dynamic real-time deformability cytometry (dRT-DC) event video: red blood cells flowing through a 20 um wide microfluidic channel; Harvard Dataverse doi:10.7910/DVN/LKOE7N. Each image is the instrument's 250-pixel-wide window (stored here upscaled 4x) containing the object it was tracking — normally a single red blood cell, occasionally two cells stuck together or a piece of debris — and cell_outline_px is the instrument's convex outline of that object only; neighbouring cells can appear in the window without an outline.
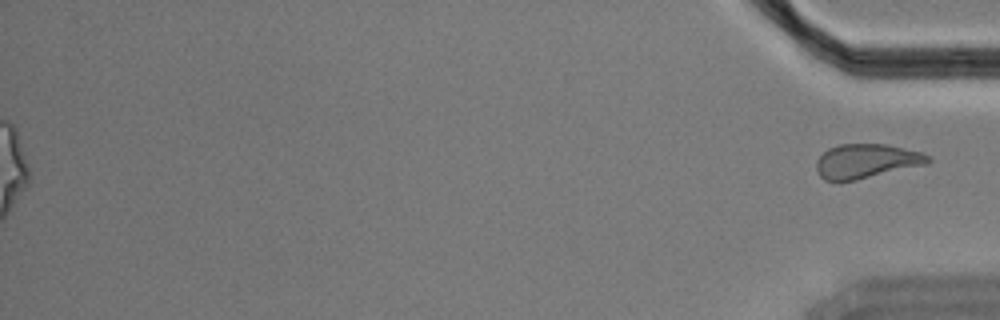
{"species": "Egyptian fruit bat (a non-hibernating species)", "species_latin": "Rousettus aegyptiacus", "temperature_condition": "cold", "stored_images_in_passage": 45, "segment_of_instrument_passage": [2, 2], "camera_frame_rate_fps": 3000, "um_per_image_px": 0.085, "animal": {"sex": "male"}, "frame": {"image": 1, "passage_image": 45, "time_ms": 14.667, "image_size_px": [1000, 320], "cell_outline_px": [[932, 160], [928, 164], [856, 180], [824, 180], [820, 176], [816, 168], [816, 160], [828, 148], [840, 144], [884, 144], [920, 152], [932, 156]], "centroid_in_image_um": [73.66, 13.69], "position_along_channel_um": 361.5, "area_um2": 22.25}}